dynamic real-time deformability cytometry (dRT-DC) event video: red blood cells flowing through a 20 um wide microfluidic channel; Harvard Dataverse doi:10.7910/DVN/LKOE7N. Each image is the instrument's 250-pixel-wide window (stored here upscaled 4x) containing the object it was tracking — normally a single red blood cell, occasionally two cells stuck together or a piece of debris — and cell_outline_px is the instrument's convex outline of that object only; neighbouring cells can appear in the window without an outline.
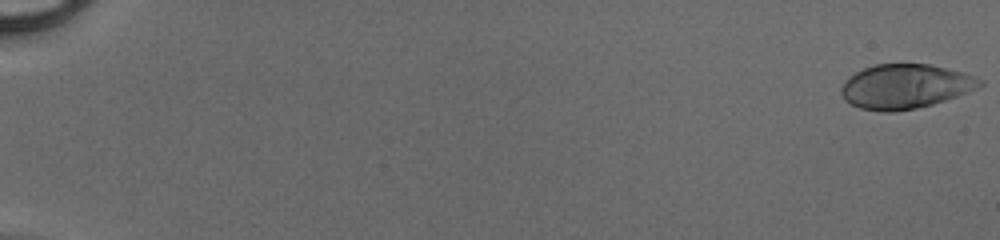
{"species": "human", "species_latin": "Homo sapiens", "temperature_condition": "cold", "stored_images_in_passage": 50, "camera_frame_rate_fps": 3000, "um_per_image_px": 0.085, "donor": {"sex": "male"}, "frame": {"image": 1, "passage_image": 1, "time_ms": 0.0, "image_size_px": [1000, 240], "cell_outline_px": [[984, 84], [968, 92], [932, 104], [916, 108], [896, 112], [884, 112], [860, 108], [844, 100], [840, 92], [840, 88], [856, 72], [864, 68], [876, 64], [928, 64], [960, 72], [984, 80]], "centroid_in_image_um": [76.93, 7.36], "position_along_channel_um": 8.1, "area_um2": 35.43}}
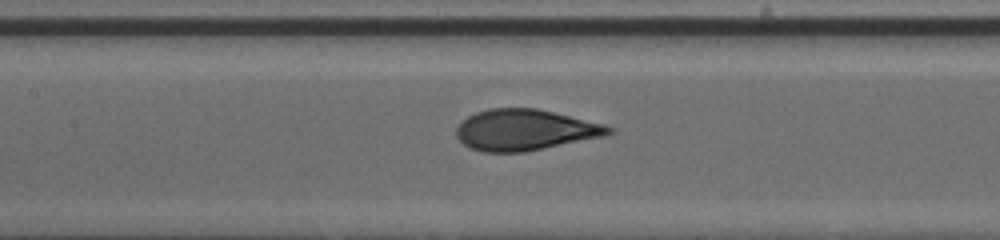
{"frame": {"image": 2, "passage_image": 26, "time_ms": 8.333, "image_size_px": [1000, 240], "cell_outline_px": [[616, 132], [604, 136], [524, 152], [484, 152], [472, 148], [464, 144], [456, 136], [456, 128], [468, 116], [476, 112], [488, 108], [536, 108], [604, 124], [616, 128]], "centroid_in_image_um": [44.64, 11.04], "position_along_channel_um": 162.8, "area_um2": 36.24}}
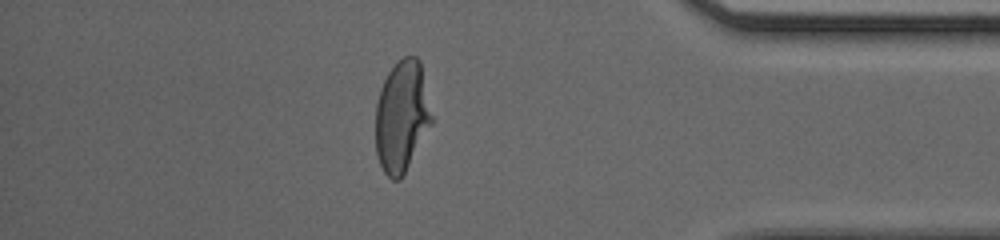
{"frame": {"image": 3, "passage_image": 44, "time_ms": 14.333, "image_size_px": [1000, 240], "cell_outline_px": [[432, 124], [400, 180], [392, 180], [384, 172], [380, 164], [376, 152], [376, 104], [380, 88], [388, 72], [404, 56], [416, 56], [420, 60], [432, 116]], "centroid_in_image_um": [34.15, 9.9], "position_along_channel_um": 401.1, "area_um2": 36.18}}